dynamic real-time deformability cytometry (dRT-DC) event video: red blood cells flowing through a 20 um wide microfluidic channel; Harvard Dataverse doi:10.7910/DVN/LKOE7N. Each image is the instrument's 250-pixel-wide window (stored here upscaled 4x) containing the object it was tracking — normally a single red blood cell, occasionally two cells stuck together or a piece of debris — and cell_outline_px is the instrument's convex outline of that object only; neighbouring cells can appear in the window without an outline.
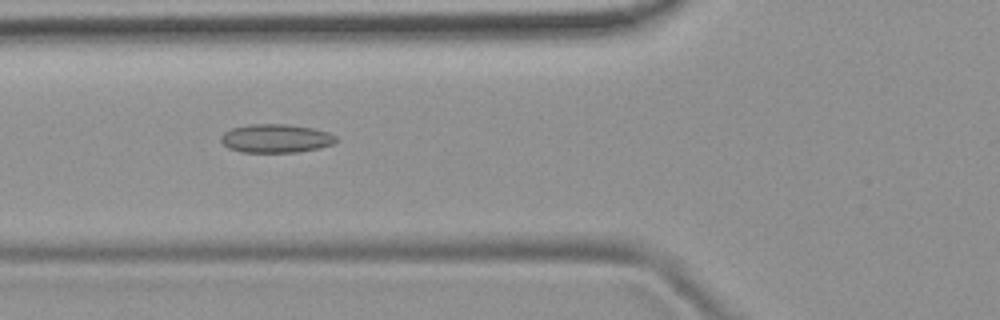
{"species": "common noctule bat (a hibernating species)", "species_latin": "Nyctalus noctula", "temperature_condition": "room temperature", "stored_images_in_passage": 45, "camera_frame_rate_fps": 3000, "um_per_image_px": 0.085, "animal": {"sex": "female", "body_mass_g": 19.9}, "frame": {"image": 1, "passage_image": 12, "time_ms": 3.667, "image_size_px": [1000, 320], "cell_outline_px": [[340, 140], [332, 144], [320, 148], [300, 152], [240, 152], [228, 148], [220, 140], [220, 136], [224, 132], [232, 128], [248, 124], [288, 124], [312, 128], [328, 132], [336, 136]], "centroid_in_image_um": [23.46, 11.77], "position_along_channel_um": 102.3, "area_um2": 19.36}}
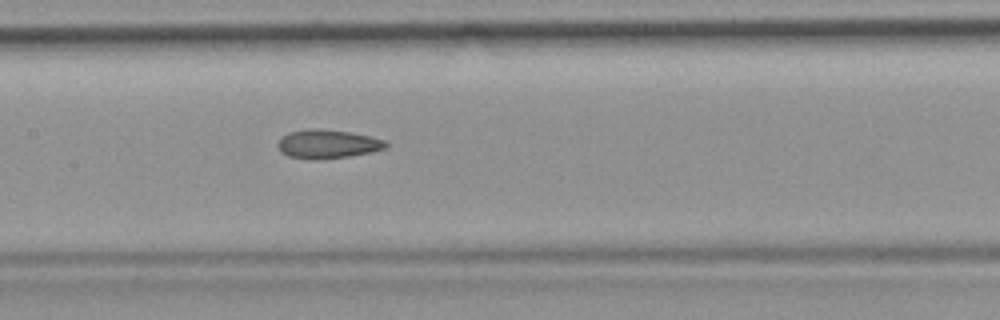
{"frame": {"image": 2, "passage_image": 18, "time_ms": 5.667, "image_size_px": [1000, 320], "cell_outline_px": [[388, 148], [372, 152], [348, 156], [316, 160], [312, 160], [288, 156], [280, 152], [280, 140], [288, 132], [308, 128], [320, 128], [352, 132], [384, 140], [388, 144]], "centroid_in_image_um": [27.87, 12.24], "position_along_channel_um": 179.5, "area_um2": 18.15}}
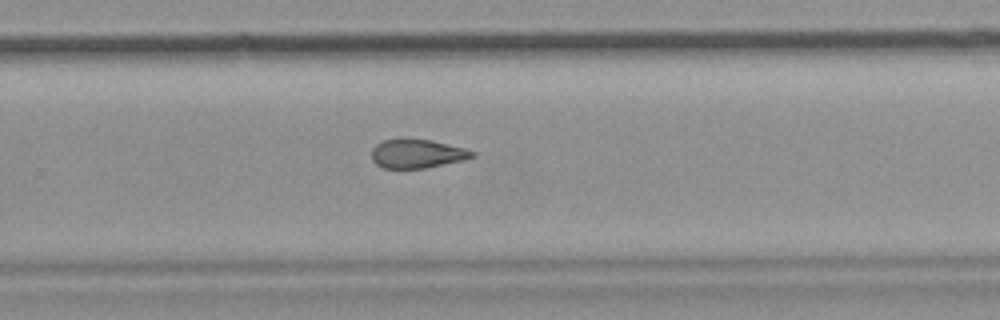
{"frame": {"image": 3, "passage_image": 27, "time_ms": 8.667, "image_size_px": [1000, 320], "cell_outline_px": [[476, 156], [464, 160], [424, 168], [384, 168], [376, 164], [372, 160], [372, 148], [376, 144], [384, 140], [400, 136], [432, 140], [464, 148], [476, 152]], "centroid_in_image_um": [35.43, 13.03], "position_along_channel_um": 294.4, "area_um2": 17.34}, "authors_computed_cell_mechanics": {"area_um2": 18.1492, "velocity_mm_per_s": 3.8438, "shape_relaxation_time_tau1_ms": null, "shape_relaxation_time_tau2_ms": 3.3968, "deformation_change_tau1": null, "deformation_change_tau2": 0.1058}}